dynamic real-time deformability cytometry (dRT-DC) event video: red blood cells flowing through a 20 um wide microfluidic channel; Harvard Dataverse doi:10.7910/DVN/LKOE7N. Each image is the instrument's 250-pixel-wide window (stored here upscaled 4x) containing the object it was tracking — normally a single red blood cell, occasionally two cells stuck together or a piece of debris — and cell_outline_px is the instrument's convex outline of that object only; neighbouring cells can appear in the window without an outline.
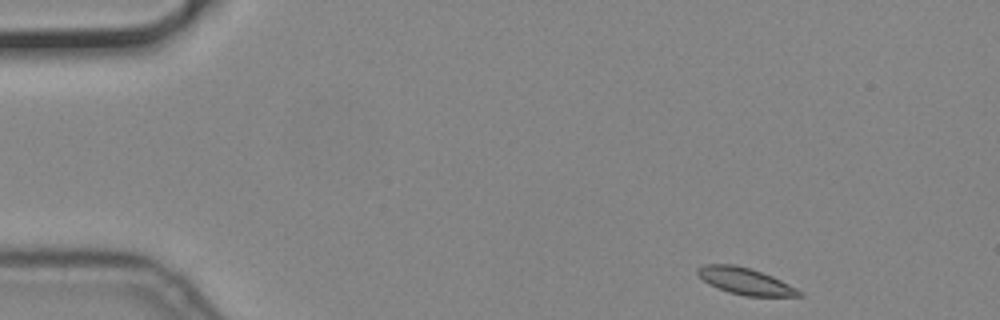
{"species": "common noctule bat (a hibernating species)", "species_latin": "Nyctalus noctula", "temperature_condition": "cold", "stored_images_in_passage": 11, "camera_frame_rate_fps": 3000, "um_per_image_px": 0.085, "animal": {"sex": "male", "body_mass_g": 19.2, "forearm_length_mm": 51.8}, "frame": {"image": 1, "passage_image": 1, "time_ms": 0.0, "image_size_px": [1000, 320], "cell_outline_px": [[804, 296], [744, 296], [728, 292], [708, 284], [696, 272], [696, 268], [704, 264], [736, 264], [752, 268], [772, 276], [804, 292]], "centroid_in_image_um": [63.34, 23.89], "position_along_channel_um": 21.7, "area_um2": 15.9}}